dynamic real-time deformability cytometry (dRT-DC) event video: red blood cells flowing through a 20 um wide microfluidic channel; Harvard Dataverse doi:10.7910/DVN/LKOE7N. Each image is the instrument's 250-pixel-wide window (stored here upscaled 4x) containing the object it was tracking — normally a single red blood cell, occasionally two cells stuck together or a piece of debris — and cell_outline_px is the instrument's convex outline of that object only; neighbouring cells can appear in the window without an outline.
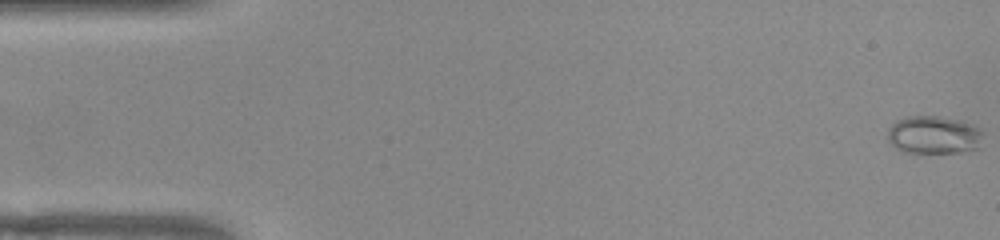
{"species": "common noctule bat (a hibernating species)", "species_latin": "Nyctalus noctula", "temperature_condition": "warm", "stored_images_in_passage": 52, "camera_frame_rate_fps": 3000, "um_per_image_px": 0.085, "animal": {"sex": "female", "body_mass_g": 22.0, "forearm_length_mm": 56.7}, "frame": {"image": 1, "passage_image": 1, "time_ms": 0.0, "image_size_px": [1000, 240], "cell_outline_px": [[984, 132], [980, 148], [956, 152], [904, 152], [896, 148], [888, 140], [888, 128], [896, 120], [904, 116], [940, 116], [960, 120], [972, 124], [980, 128]], "centroid_in_image_um": [79.39, 11.45], "position_along_channel_um": 5.6, "area_um2": 21.33}}
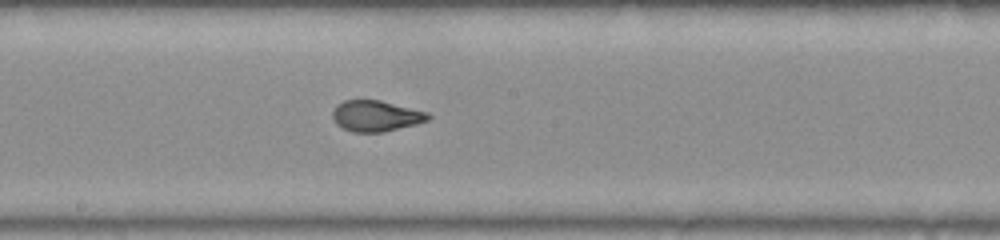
{"frame": {"image": 2, "passage_image": 28, "time_ms": 9.0, "image_size_px": [1000, 240], "cell_outline_px": [[432, 116], [428, 120], [416, 124], [384, 132], [352, 132], [336, 124], [332, 116], [332, 112], [336, 104], [344, 100], [380, 100], [428, 112]], "centroid_in_image_um": [31.95, 9.85], "position_along_channel_um": 216.3, "area_um2": 17.28}}
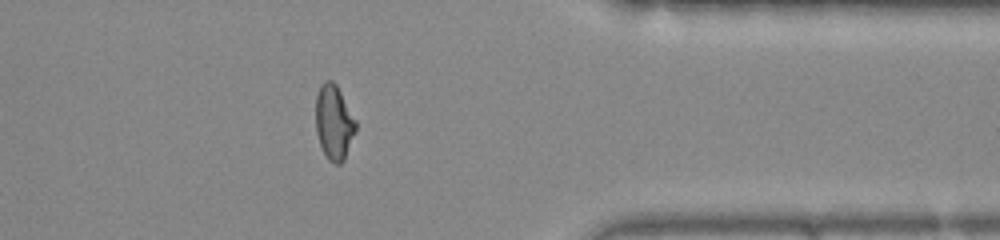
{"frame": {"image": 3, "passage_image": 42, "time_ms": 13.667, "image_size_px": [1000, 240], "cell_outline_px": [[356, 132], [344, 160], [340, 164], [336, 164], [328, 160], [320, 148], [316, 132], [316, 96], [320, 84], [324, 80], [332, 80], [336, 84], [356, 120]], "centroid_in_image_um": [28.38, 10.41], "position_along_channel_um": 383.0, "area_um2": 17.69}, "authors_computed_cell_mechanics": {"area_um2": 17.8602, "velocity_mm_per_s": 3.9151, "shape_relaxation_time_tau1_ms": 7.5717, "shape_relaxation_time_tau2_ms": null, "deformation_change_tau1": 0.2746, "deformation_change_tau2": null}}